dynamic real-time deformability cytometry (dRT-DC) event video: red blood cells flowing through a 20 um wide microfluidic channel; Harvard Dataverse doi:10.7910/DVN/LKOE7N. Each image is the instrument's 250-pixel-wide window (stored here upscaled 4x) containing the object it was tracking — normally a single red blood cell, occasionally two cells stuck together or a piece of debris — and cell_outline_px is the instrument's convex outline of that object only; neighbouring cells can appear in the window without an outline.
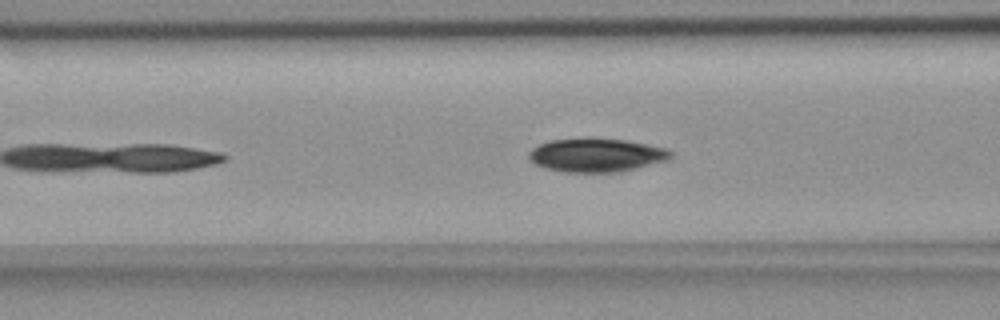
{"species": "common noctule bat (a hibernating species)", "species_latin": "Nyctalus noctula", "temperature_condition": "room temperature", "stored_images_in_passage": 40, "camera_frame_rate_fps": 3000, "um_per_image_px": 0.085, "animal": {"sex": "female", "body_mass_g": 18.4}, "frame": {"image": 1, "passage_image": 9, "time_ms": 2.667, "image_size_px": [1000, 320], "cell_outline_px": [[672, 156], [668, 160], [620, 172], [564, 172], [544, 168], [536, 164], [528, 156], [528, 152], [532, 148], [540, 144], [552, 140], [592, 136], [628, 140], [668, 148], [672, 152]], "centroid_in_image_um": [50.71, 13.16], "position_along_channel_um": 115.9, "area_um2": 28.32}}
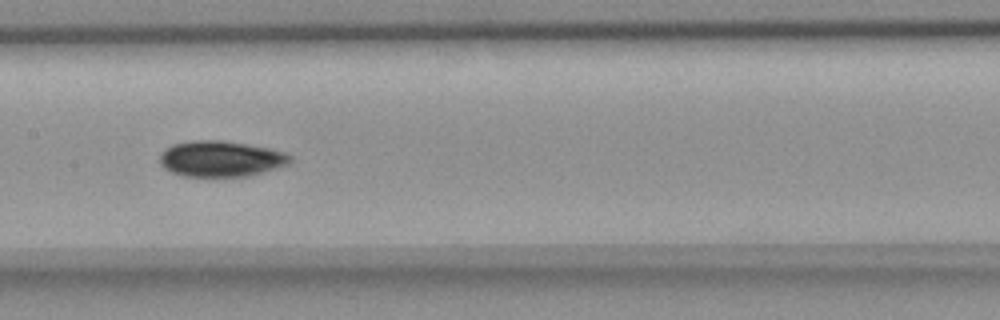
{"frame": {"image": 2, "passage_image": 15, "time_ms": 4.667, "image_size_px": [1000, 320], "cell_outline_px": [[292, 160], [288, 164], [248, 176], [184, 176], [172, 172], [164, 168], [160, 164], [160, 156], [164, 148], [172, 144], [192, 140], [224, 140], [268, 148], [284, 152], [292, 156]], "centroid_in_image_um": [18.74, 13.48], "position_along_channel_um": 188.7, "area_um2": 27.17}}
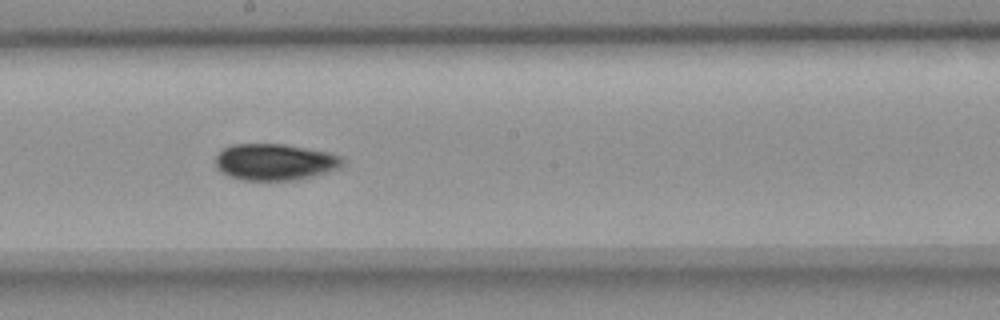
{"frame": {"image": 3, "passage_image": 18, "time_ms": 5.667, "image_size_px": [1000, 320], "cell_outline_px": [[344, 164], [340, 168], [312, 176], [296, 180], [240, 180], [228, 176], [216, 168], [216, 156], [224, 148], [232, 144], [284, 144], [328, 152], [340, 156], [344, 160]], "centroid_in_image_um": [23.36, 13.77], "position_along_channel_um": 224.8, "area_um2": 27.05}}